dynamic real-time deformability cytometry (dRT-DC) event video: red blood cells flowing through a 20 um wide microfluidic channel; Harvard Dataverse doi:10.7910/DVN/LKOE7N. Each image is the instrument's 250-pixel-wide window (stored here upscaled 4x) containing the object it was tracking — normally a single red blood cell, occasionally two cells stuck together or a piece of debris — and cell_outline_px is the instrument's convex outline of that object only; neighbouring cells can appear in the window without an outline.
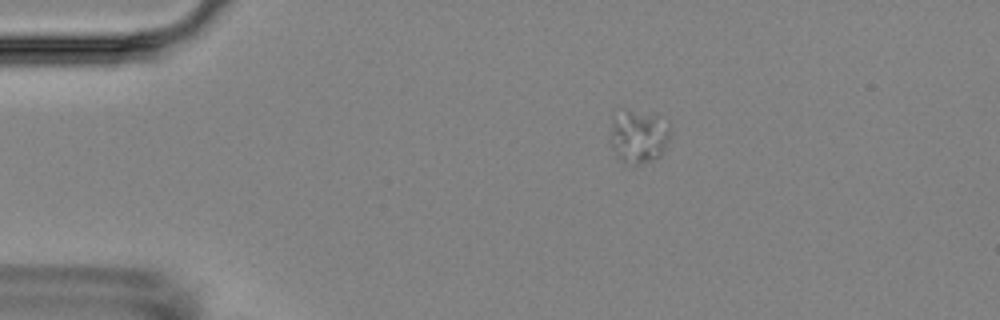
{"species": "Egyptian fruit bat (a non-hibernating species)", "species_latin": "Rousettus aegyptiacus", "temperature_condition": "room temperature", "stored_images_in_passage": 4, "camera_frame_rate_fps": 3000, "um_per_image_px": 0.085, "animal": {"sex": "female"}, "frame": {"image": 1, "passage_image": 1, "time_ms": 0.0, "image_size_px": [1000, 320], "cell_outline_px": [[668, 136], [660, 156], [652, 160], [632, 168], [624, 164], [616, 156], [612, 148], [612, 112], [624, 108], [656, 116], [668, 120]], "centroid_in_image_um": [54.22, 11.61], "position_along_channel_um": 30.8, "area_um2": 18.84}}
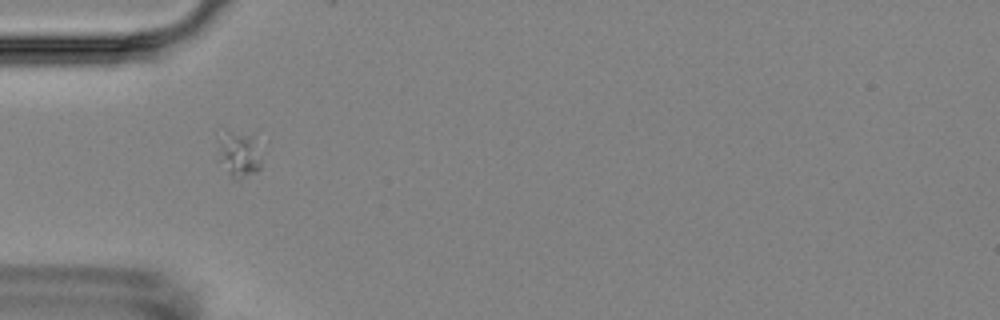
{"frame": {"image": 2, "passage_image": 3, "time_ms": 2.333, "image_size_px": [1000, 320], "cell_outline_px": [[268, 144], [260, 168], [256, 172], [236, 180], [216, 160], [220, 140], [228, 128], [256, 132], [268, 140]], "centroid_in_image_um": [20.53, 12.94], "position_along_channel_um": 64.5, "area_um2": 13.76}}